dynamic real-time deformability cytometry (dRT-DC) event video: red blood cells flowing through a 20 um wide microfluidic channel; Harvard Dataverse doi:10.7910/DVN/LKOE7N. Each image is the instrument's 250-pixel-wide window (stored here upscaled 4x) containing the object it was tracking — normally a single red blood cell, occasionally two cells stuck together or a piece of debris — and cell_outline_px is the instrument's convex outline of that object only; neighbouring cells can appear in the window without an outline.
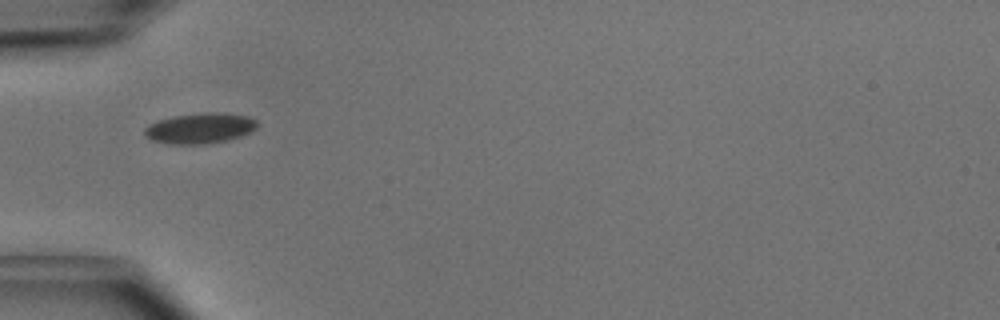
{"species": "common noctule bat (a hibernating species)", "species_latin": "Nyctalus noctula", "temperature_condition": "cold", "stored_images_in_passage": 34, "camera_frame_rate_fps": 3000, "um_per_image_px": 0.085, "animal": {"sex": "male", "body_mass_g": 15.6}, "frame": {"image": 1, "passage_image": 1, "time_ms": 0.0, "image_size_px": [1000, 320], "cell_outline_px": [[256, 128], [252, 132], [228, 140], [204, 144], [168, 144], [152, 140], [144, 136], [144, 128], [148, 124], [156, 120], [176, 116], [204, 112], [216, 112], [248, 116], [256, 120]], "centroid_in_image_um": [16.96, 10.9], "position_along_channel_um": 68.0, "area_um2": 20.11}}
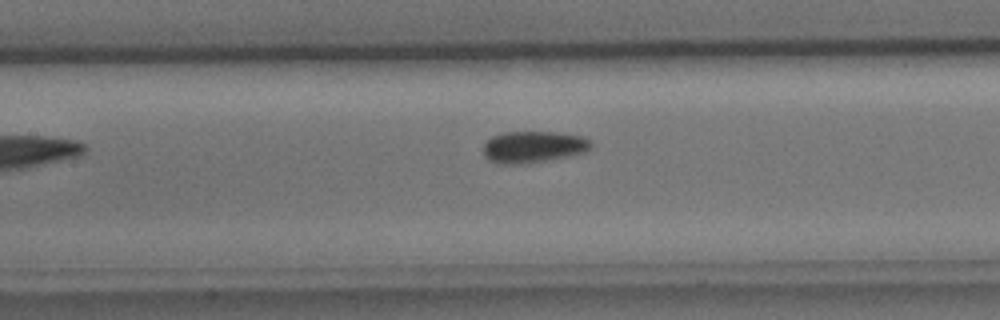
{"frame": {"image": 2, "passage_image": 8, "time_ms": 2.333, "image_size_px": [1000, 320], "cell_outline_px": [[592, 144], [584, 152], [544, 160], [520, 164], [496, 164], [488, 160], [484, 156], [484, 144], [492, 136], [504, 132], [556, 132], [580, 136], [592, 140]], "centroid_in_image_um": [45.27, 12.48], "position_along_channel_um": 162.1, "area_um2": 19.59}}
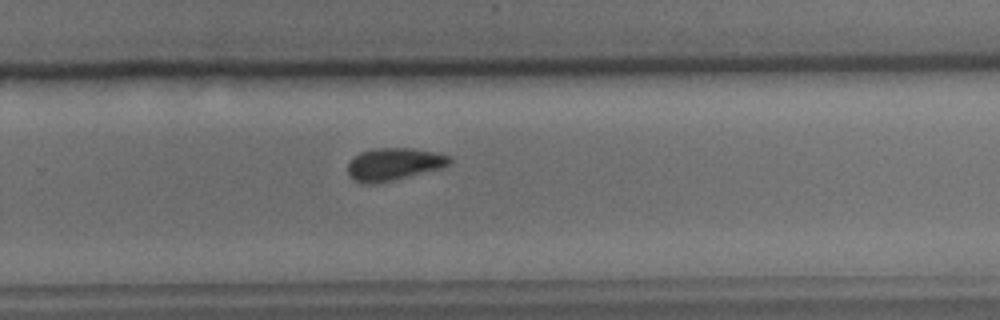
{"frame": {"image": 3, "passage_image": 18, "time_ms": 5.667, "image_size_px": [1000, 320], "cell_outline_px": [[452, 160], [448, 164], [440, 168], [392, 180], [372, 184], [364, 184], [348, 176], [348, 164], [360, 152], [376, 148], [412, 148], [432, 152], [448, 156]], "centroid_in_image_um": [33.43, 13.95], "position_along_channel_um": 296.4, "area_um2": 18.79}, "authors_computed_cell_mechanics": {"area_um2": 19.1607, "velocity_mm_per_s": 4.0411, "shape_relaxation_time_tau1_ms": null, "shape_relaxation_time_tau2_ms": 4.7767, "deformation_change_tau1": null, "deformation_change_tau2": 0.0846}}